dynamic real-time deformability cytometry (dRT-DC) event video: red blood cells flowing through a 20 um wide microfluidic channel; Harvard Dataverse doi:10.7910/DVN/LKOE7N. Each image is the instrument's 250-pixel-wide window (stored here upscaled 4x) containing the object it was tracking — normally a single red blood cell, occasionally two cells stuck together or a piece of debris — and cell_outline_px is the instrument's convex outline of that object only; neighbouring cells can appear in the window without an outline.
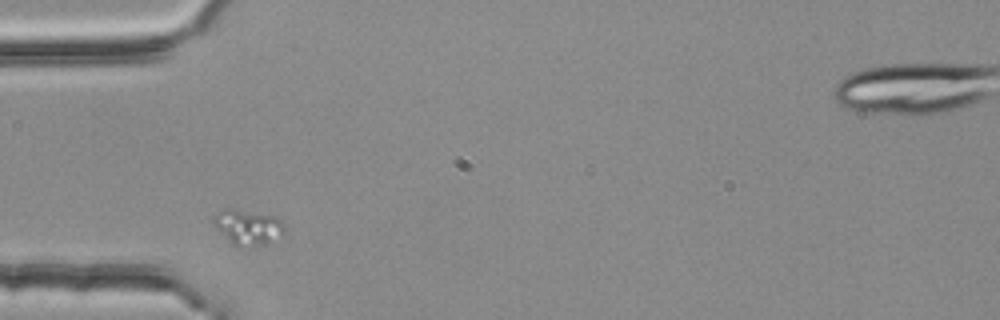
{"species": "common noctule bat (a hibernating species)", "species_latin": "Nyctalus noctula", "temperature_condition": "room temperature", "stored_images_in_passage": 2, "camera_frame_rate_fps": 3000, "um_per_image_px": 0.085, "animal": {"sex": "female", "body_mass_g": 25.1}, "frame": {"image": 1, "passage_image": 1, "time_ms": 0.0, "image_size_px": [1000, 320], "cell_outline_px": [[284, 236], [268, 244], [240, 248], [232, 244], [212, 224], [212, 216], [216, 212], [224, 208], [232, 208], [276, 216], [284, 224]], "centroid_in_image_um": [21.07, 19.32], "position_along_channel_um": 63.9, "area_um2": 15.09}}